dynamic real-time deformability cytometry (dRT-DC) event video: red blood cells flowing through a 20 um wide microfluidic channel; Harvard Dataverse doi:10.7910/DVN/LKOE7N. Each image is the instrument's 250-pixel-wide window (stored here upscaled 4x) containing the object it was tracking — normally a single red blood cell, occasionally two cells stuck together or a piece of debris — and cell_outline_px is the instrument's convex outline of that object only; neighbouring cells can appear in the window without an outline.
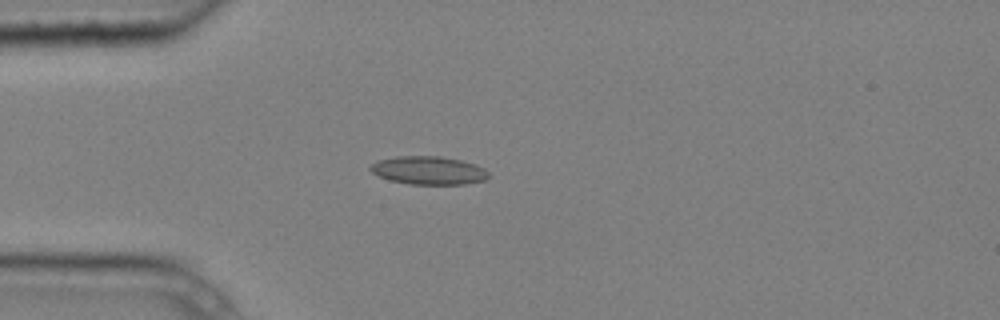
{"species": "common noctule bat (a hibernating species)", "species_latin": "Nyctalus noctula", "temperature_condition": "cold", "stored_images_in_passage": 3, "camera_frame_rate_fps": 3000, "um_per_image_px": 0.085, "animal": {"sex": "male", "body_mass_g": 20.4}, "frame": {"image": 1, "passage_image": 3, "time_ms": 0.667, "image_size_px": [1000, 320], "cell_outline_px": [[488, 176], [484, 180], [464, 184], [408, 184], [388, 180], [372, 172], [368, 168], [376, 160], [396, 156], [440, 156], [460, 160], [476, 164], [484, 168], [488, 172]], "centroid_in_image_um": [36.4, 14.48], "position_along_channel_um": 48.6, "area_um2": 19.48}}